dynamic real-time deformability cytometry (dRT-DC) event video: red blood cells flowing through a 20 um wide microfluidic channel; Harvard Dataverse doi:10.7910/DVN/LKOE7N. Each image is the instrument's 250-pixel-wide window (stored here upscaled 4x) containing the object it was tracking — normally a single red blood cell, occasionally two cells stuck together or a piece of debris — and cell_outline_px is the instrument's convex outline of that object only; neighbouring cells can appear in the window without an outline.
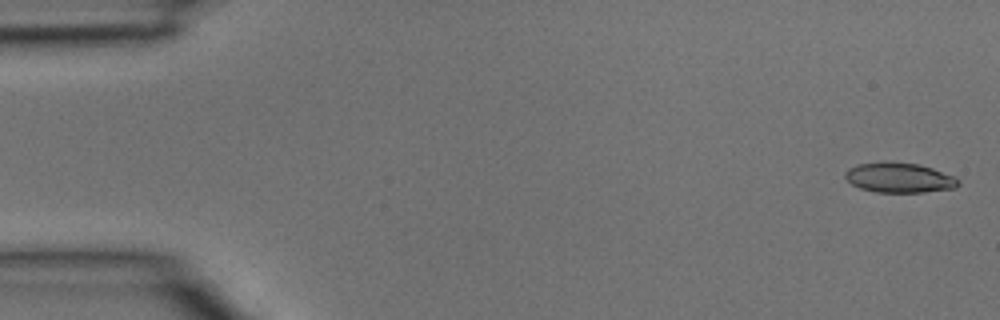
{"species": "common noctule bat (a hibernating species)", "species_latin": "Nyctalus noctula", "temperature_condition": "room temperature", "stored_images_in_passage": 6, "camera_frame_rate_fps": 3000, "um_per_image_px": 0.085, "animal": {"sex": "male", "body_mass_g": 15.6}, "frame": {"image": 1, "passage_image": 1, "time_ms": 0.0, "image_size_px": [1000, 320], "cell_outline_px": [[960, 184], [956, 188], [924, 192], [876, 192], [860, 188], [852, 184], [844, 176], [844, 172], [848, 168], [856, 164], [920, 164], [956, 176], [960, 180]], "centroid_in_image_um": [76.49, 15.14], "position_along_channel_um": 8.5, "area_um2": 19.31}}